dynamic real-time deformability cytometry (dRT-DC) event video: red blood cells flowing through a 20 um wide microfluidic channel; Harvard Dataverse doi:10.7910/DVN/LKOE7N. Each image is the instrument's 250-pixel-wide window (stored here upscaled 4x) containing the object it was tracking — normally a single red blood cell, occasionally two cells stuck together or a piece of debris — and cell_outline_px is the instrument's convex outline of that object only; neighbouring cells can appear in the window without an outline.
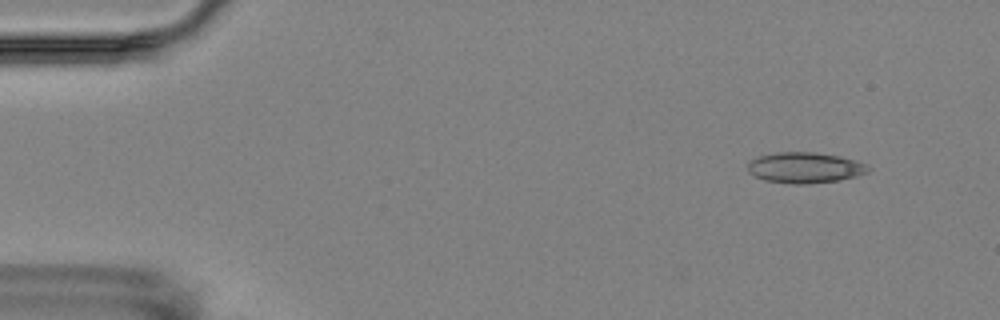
{"species": "Egyptian fruit bat (a non-hibernating species)", "species_latin": "Rousettus aegyptiacus", "temperature_condition": "room temperature", "stored_images_in_passage": 5, "camera_frame_rate_fps": 3000, "um_per_image_px": 0.085, "animal": {"sex": "female"}, "frame": {"image": 1, "passage_image": 2, "time_ms": 1.333, "image_size_px": [1000, 320], "cell_outline_px": [[872, 168], [868, 172], [856, 176], [840, 180], [808, 184], [792, 184], [764, 180], [748, 172], [748, 164], [756, 156], [776, 152], [816, 152], [840, 156], [856, 160], [868, 164]], "centroid_in_image_um": [68.45, 14.25], "position_along_channel_um": 16.6, "area_um2": 21.85}}